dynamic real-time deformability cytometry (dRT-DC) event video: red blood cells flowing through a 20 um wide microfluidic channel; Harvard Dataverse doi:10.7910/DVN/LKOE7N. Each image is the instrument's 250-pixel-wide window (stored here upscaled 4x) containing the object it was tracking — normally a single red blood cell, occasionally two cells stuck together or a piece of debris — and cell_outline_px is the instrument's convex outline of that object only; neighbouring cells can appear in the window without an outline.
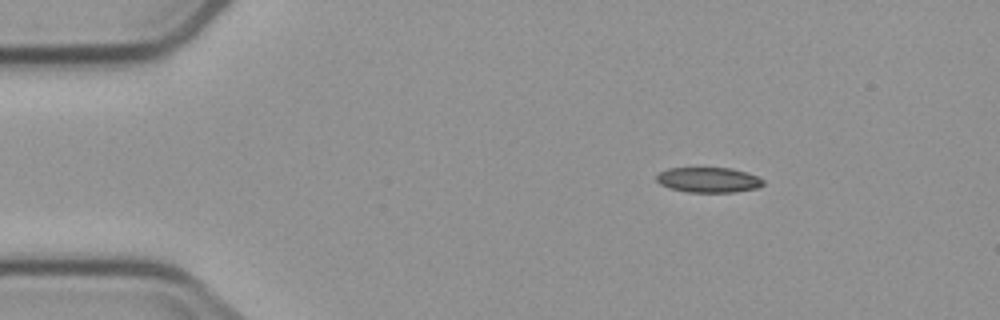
{"species": "common noctule bat (a hibernating species)", "species_latin": "Nyctalus noctula", "temperature_condition": "cold", "stored_images_in_passage": 3, "camera_frame_rate_fps": 3000, "um_per_image_px": 0.085, "animal": {"sex": "male", "body_mass_g": 23.1, "forearm_length_mm": 52.7}, "frame": {"image": 1, "passage_image": 1, "time_ms": 0.0, "image_size_px": [1000, 320], "cell_outline_px": [[764, 184], [756, 188], [732, 192], [688, 192], [672, 188], [660, 184], [656, 180], [656, 176], [660, 172], [668, 168], [732, 168], [756, 176], [764, 180]], "centroid_in_image_um": [60.21, 15.29], "position_along_channel_um": 24.8, "area_um2": 15.43}}
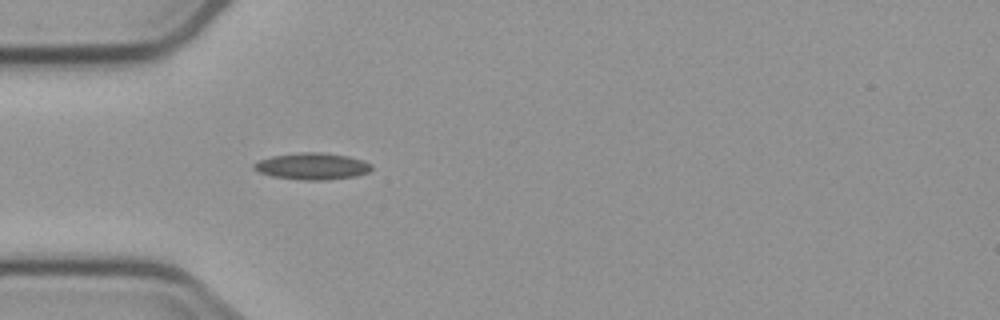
{"frame": {"image": 2, "passage_image": 3, "time_ms": 2.667, "image_size_px": [1000, 320], "cell_outline_px": [[372, 168], [368, 172], [356, 176], [324, 180], [300, 180], [272, 176], [260, 172], [252, 168], [252, 164], [260, 160], [272, 156], [304, 152], [320, 152], [348, 156], [364, 160], [372, 164]], "centroid_in_image_um": [26.55, 14.13], "position_along_channel_um": 58.4, "area_um2": 18.26}}